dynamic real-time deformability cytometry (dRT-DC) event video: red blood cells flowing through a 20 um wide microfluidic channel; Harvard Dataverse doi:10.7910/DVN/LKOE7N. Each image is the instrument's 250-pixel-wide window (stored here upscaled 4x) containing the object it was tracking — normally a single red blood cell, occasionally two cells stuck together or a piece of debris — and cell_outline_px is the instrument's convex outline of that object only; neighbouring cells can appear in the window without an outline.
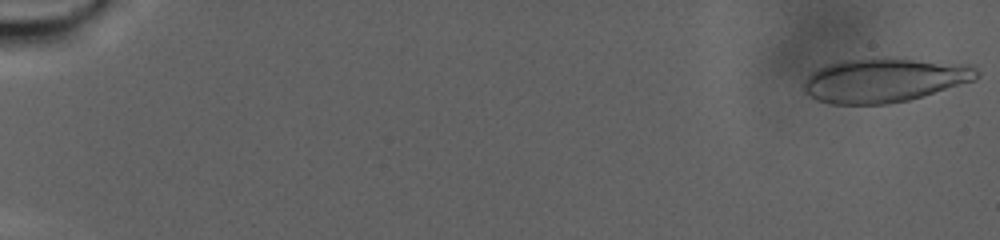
{"species": "human", "species_latin": "Homo sapiens", "temperature_condition": "warm", "stored_images_in_passage": 100, "camera_frame_rate_fps": 3000, "um_per_image_px": 0.085, "donor": {"sex": "male"}, "frame": {"image": 1, "passage_image": 1, "time_ms": 0.0, "image_size_px": [1000, 240], "cell_outline_px": [[980, 76], [976, 80], [924, 96], [908, 100], [888, 104], [832, 104], [816, 100], [808, 96], [804, 92], [804, 84], [808, 76], [812, 72], [828, 64], [844, 60], [872, 56], [884, 56], [968, 64], [976, 68], [980, 72]], "centroid_in_image_um": [75.2, 6.79], "position_along_channel_um": 9.8, "area_um2": 45.32}}
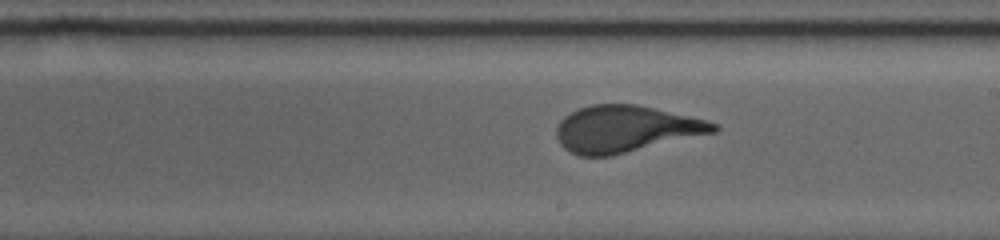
{"frame": {"image": 2, "passage_image": 61, "time_ms": 20.0, "image_size_px": [1000, 240], "cell_outline_px": [[720, 128], [716, 132], [612, 156], [580, 156], [564, 148], [560, 144], [556, 136], [556, 128], [560, 120], [564, 116], [580, 108], [592, 104], [636, 104], [708, 120], [720, 124]], "centroid_in_image_um": [53.19, 10.96], "position_along_channel_um": 235.8, "area_um2": 42.83}}
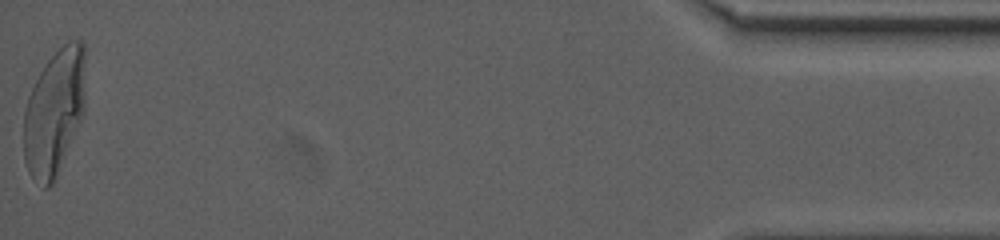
{"frame": {"image": 3, "passage_image": 100, "time_ms": 33.0, "image_size_px": [1000, 240], "cell_outline_px": [[84, 112], [56, 176], [52, 184], [48, 188], [44, 188], [28, 172], [24, 160], [24, 108], [28, 96], [40, 72], [48, 60], [68, 40], [80, 40], [84, 44]], "centroid_in_image_um": [4.6, 9.53], "position_along_channel_um": 430.6, "area_um2": 44.8}}